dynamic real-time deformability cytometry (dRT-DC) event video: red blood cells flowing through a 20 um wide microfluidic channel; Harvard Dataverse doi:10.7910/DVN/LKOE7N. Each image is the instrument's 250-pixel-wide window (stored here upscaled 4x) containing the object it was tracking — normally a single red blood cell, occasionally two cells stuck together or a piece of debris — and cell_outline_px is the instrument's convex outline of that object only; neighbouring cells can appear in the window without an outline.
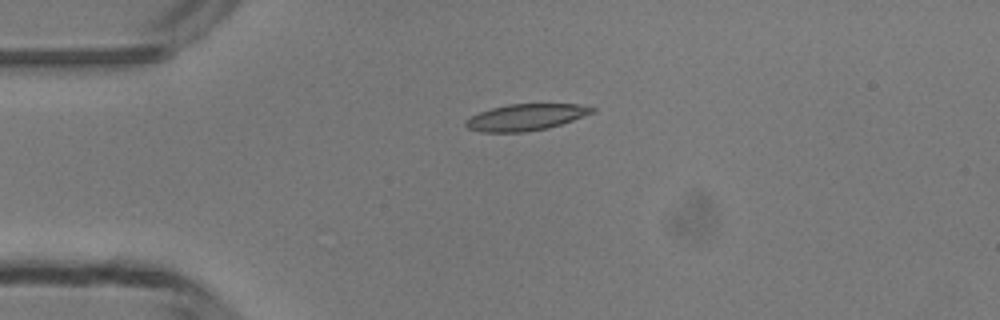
{"species": "common noctule bat (a hibernating species)", "species_latin": "Nyctalus noctula", "temperature_condition": "room temperature", "stored_images_in_passage": 19, "camera_frame_rate_fps": 3000, "um_per_image_px": 0.085, "animal": {"sex": "male", "body_mass_g": 13.3}, "frame": {"image": 1, "passage_image": 1, "time_ms": 0.0, "image_size_px": [1000, 320], "cell_outline_px": [[596, 108], [592, 112], [572, 120], [548, 128], [524, 132], [480, 132], [468, 128], [464, 124], [464, 120], [480, 112], [492, 108], [508, 104], [580, 104]], "centroid_in_image_um": [44.65, 9.96], "position_along_channel_um": 40.4, "area_um2": 19.31}}
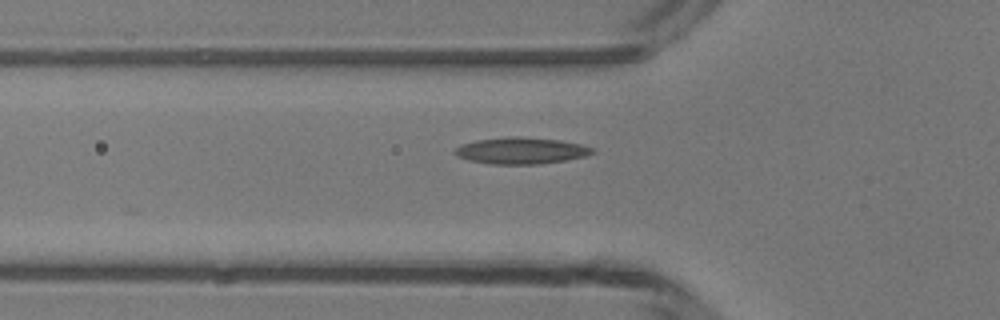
{"frame": {"image": 2, "passage_image": 6, "time_ms": 1.667, "image_size_px": [1000, 320], "cell_outline_px": [[596, 152], [584, 156], [564, 160], [540, 164], [492, 164], [468, 160], [456, 156], [452, 152], [460, 144], [476, 140], [508, 136], [520, 136], [560, 140], [580, 144], [596, 148]], "centroid_in_image_um": [44.27, 12.8], "position_along_channel_um": 81.5, "area_um2": 21.44}}
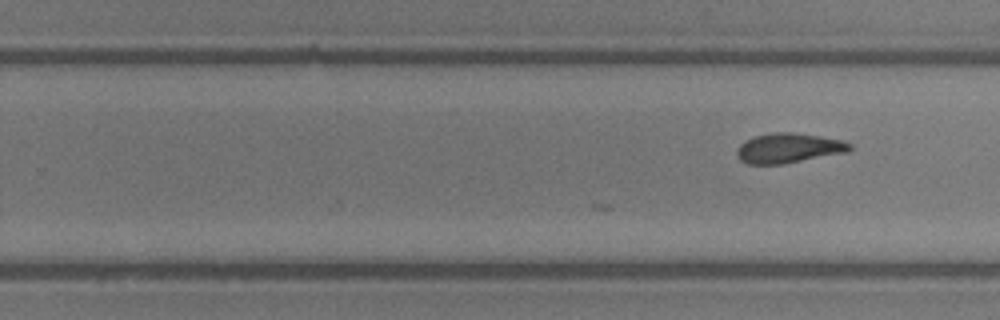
{"frame": {"image": 3, "passage_image": 19, "time_ms": 6.0, "image_size_px": [1000, 320], "cell_outline_px": [[852, 148], [848, 152], [784, 164], [748, 164], [740, 160], [736, 152], [740, 144], [744, 140], [752, 136], [772, 132], [792, 132], [820, 136], [844, 140], [852, 144]], "centroid_in_image_um": [67.04, 12.58], "position_along_channel_um": 262.8, "area_um2": 19.88}}